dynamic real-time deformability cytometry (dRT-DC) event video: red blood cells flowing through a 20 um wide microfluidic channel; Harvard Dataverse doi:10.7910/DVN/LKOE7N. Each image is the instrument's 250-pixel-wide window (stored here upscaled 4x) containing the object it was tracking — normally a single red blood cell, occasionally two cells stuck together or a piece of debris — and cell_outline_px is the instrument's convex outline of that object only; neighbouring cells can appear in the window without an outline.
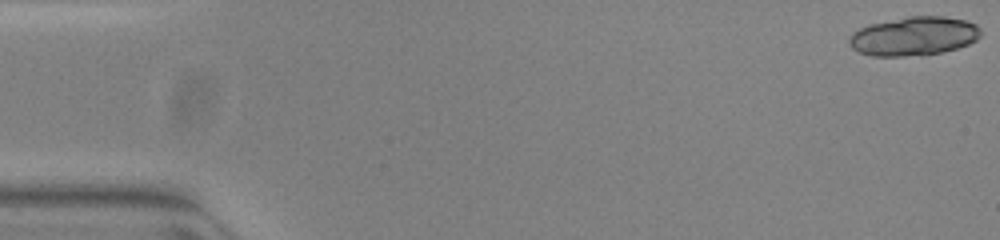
{"species": "common noctule bat (a hibernating species)", "species_latin": "Nyctalus noctula", "temperature_condition": "warm", "stored_images_in_passage": 19, "camera_frame_rate_fps": 3000, "um_per_image_px": 0.085, "animal": {"sex": "female", "body_mass_g": 23.0, "forearm_length_mm": 53.4}, "frame": {"image": 1, "passage_image": 1, "time_ms": 0.0, "image_size_px": [1000, 240], "cell_outline_px": [[980, 36], [976, 40], [968, 44], [956, 48], [924, 56], [872, 56], [860, 52], [852, 48], [848, 44], [848, 36], [852, 32], [868, 24], [908, 16], [944, 16], [964, 20], [976, 24], [980, 28]], "centroid_in_image_um": [77.64, 3.07], "position_along_channel_um": 7.4, "area_um2": 30.06}}